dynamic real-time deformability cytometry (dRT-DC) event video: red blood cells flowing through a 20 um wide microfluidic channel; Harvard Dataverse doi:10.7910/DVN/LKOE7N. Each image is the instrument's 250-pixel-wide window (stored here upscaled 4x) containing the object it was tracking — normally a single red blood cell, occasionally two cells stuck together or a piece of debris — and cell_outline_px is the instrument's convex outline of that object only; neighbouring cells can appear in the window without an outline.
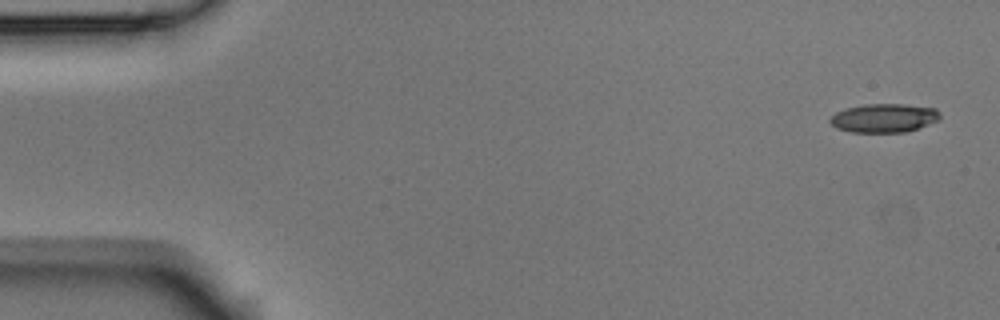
{"species": "Egyptian fruit bat (a non-hibernating species)", "species_latin": "Rousettus aegyptiacus", "temperature_condition": "room temperature", "stored_images_in_passage": 5, "camera_frame_rate_fps": 3000, "um_per_image_px": 0.085, "animal": {"sex": "male"}, "frame": {"image": 1, "passage_image": 1, "time_ms": 0.0, "image_size_px": [1000, 320], "cell_outline_px": [[940, 120], [920, 128], [904, 132], [852, 132], [836, 128], [828, 120], [836, 112], [844, 108], [864, 104], [904, 104], [936, 108], [940, 112]], "centroid_in_image_um": [75.16, 10.03], "position_along_channel_um": 9.8, "area_um2": 18.61}}
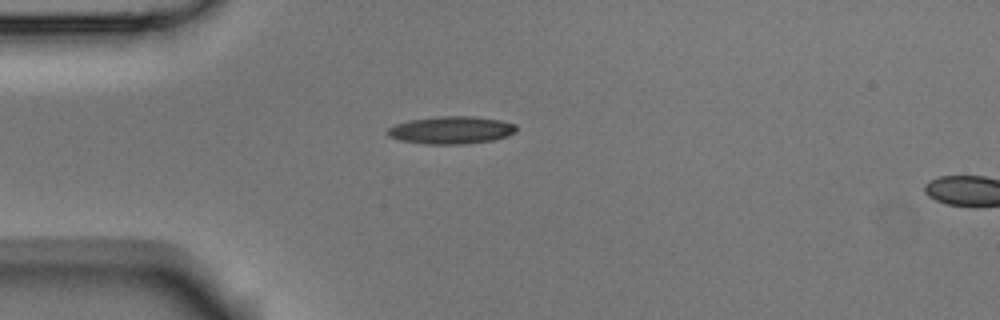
{"frame": {"image": 2, "passage_image": 4, "time_ms": 1.0, "image_size_px": [1000, 320], "cell_outline_px": [[516, 132], [508, 136], [492, 140], [464, 144], [428, 144], [400, 140], [388, 136], [388, 128], [396, 124], [408, 120], [444, 116], [476, 116], [500, 120], [516, 124]], "centroid_in_image_um": [38.38, 11.05], "position_along_channel_um": 46.6, "area_um2": 20.63}}